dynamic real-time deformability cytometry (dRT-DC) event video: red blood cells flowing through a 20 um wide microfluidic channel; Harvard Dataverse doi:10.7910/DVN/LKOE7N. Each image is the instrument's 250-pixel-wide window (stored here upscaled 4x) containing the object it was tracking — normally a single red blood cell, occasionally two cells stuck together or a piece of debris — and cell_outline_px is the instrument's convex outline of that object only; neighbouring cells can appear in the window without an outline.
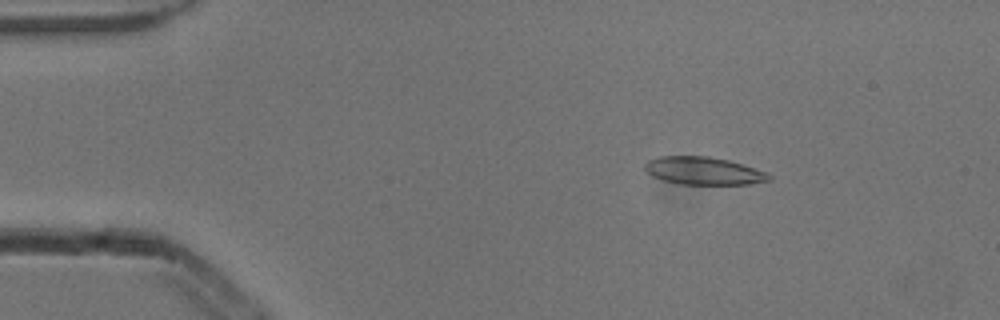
{"species": "common noctule bat (a hibernating species)", "species_latin": "Nyctalus noctula", "temperature_condition": "cold", "stored_images_in_passage": 4, "camera_frame_rate_fps": 3000, "um_per_image_px": 0.085, "animal": {"sex": "male", "body_mass_g": 13.3}, "frame": {"image": 1, "passage_image": 2, "time_ms": 0.333, "image_size_px": [1000, 320], "cell_outline_px": [[772, 180], [748, 184], [680, 184], [664, 180], [652, 176], [644, 168], [644, 164], [648, 160], [660, 156], [708, 156], [728, 160], [744, 164], [768, 172], [772, 176]], "centroid_in_image_um": [59.84, 14.52], "position_along_channel_um": 25.2, "area_um2": 20.17}}